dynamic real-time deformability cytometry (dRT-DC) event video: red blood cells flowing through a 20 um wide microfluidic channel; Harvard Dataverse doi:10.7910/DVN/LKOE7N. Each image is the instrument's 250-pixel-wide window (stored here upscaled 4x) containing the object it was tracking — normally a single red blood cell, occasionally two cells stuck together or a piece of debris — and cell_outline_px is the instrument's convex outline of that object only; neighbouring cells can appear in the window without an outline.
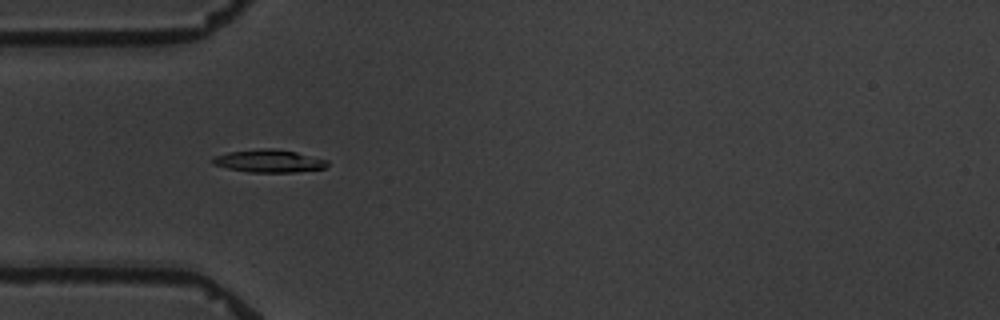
{"species": "common noctule bat (a hibernating species)", "species_latin": "Nyctalus noctula", "temperature_condition": "warm", "stored_images_in_passage": 4, "camera_frame_rate_fps": 3000, "um_per_image_px": 0.085, "animal": {"sex": "male", "body_mass_g": 19.5, "forearm_length_mm": 54.6}, "frame": {"image": 1, "passage_image": 3, "time_ms": 2.333, "image_size_px": [1000, 320], "cell_outline_px": [[328, 164], [324, 168], [296, 172], [248, 172], [228, 168], [212, 164], [212, 156], [228, 152], [264, 148], [272, 148], [296, 152], [328, 160]], "centroid_in_image_um": [22.84, 13.68], "position_along_channel_um": 62.2, "area_um2": 15.14}}
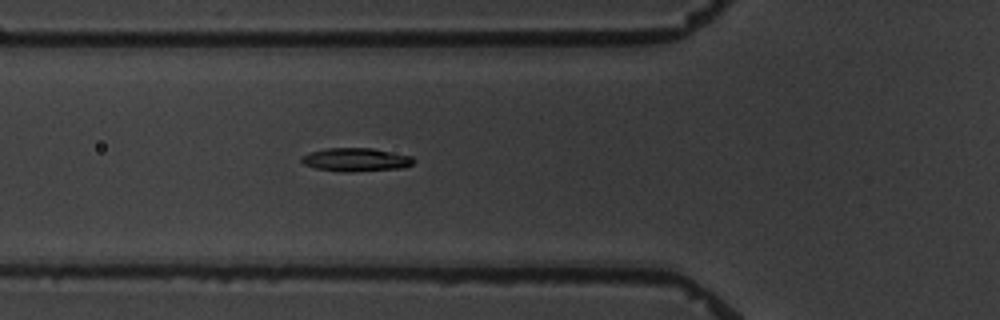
{"frame": {"image": 2, "passage_image": 4, "time_ms": 3.333, "image_size_px": [1000, 320], "cell_outline_px": [[416, 160], [412, 164], [404, 168], [348, 172], [340, 172], [316, 168], [304, 164], [300, 160], [300, 156], [312, 152], [328, 148], [372, 148], [412, 156]], "centroid_in_image_um": [30.27, 13.58], "position_along_channel_um": 95.5, "area_um2": 15.32}}